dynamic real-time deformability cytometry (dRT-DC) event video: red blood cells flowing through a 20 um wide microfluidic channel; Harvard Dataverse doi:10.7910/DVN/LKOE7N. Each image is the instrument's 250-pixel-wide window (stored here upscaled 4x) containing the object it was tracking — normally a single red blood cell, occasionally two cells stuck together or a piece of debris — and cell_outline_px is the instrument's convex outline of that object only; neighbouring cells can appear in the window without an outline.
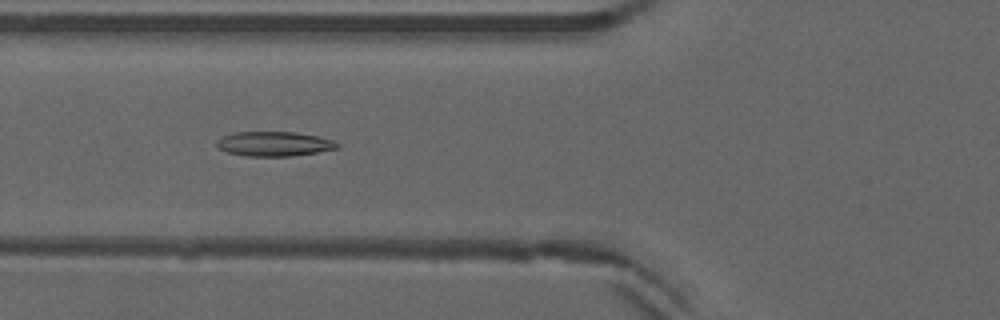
{"species": "common noctule bat (a hibernating species)", "species_latin": "Nyctalus noctula", "temperature_condition": "warm", "stored_images_in_passage": 52, "camera_frame_rate_fps": 3000, "um_per_image_px": 0.085, "animal": {"sex": "male", "forearm_length_mm": 52.5}, "frame": {"image": 1, "passage_image": 20, "time_ms": 6.333, "image_size_px": [1000, 320], "cell_outline_px": [[340, 148], [292, 156], [248, 156], [228, 152], [216, 148], [216, 140], [220, 136], [232, 132], [296, 132], [320, 136], [332, 140], [340, 144]], "centroid_in_image_um": [23.28, 12.22], "position_along_channel_um": 102.5, "area_um2": 17.51}}
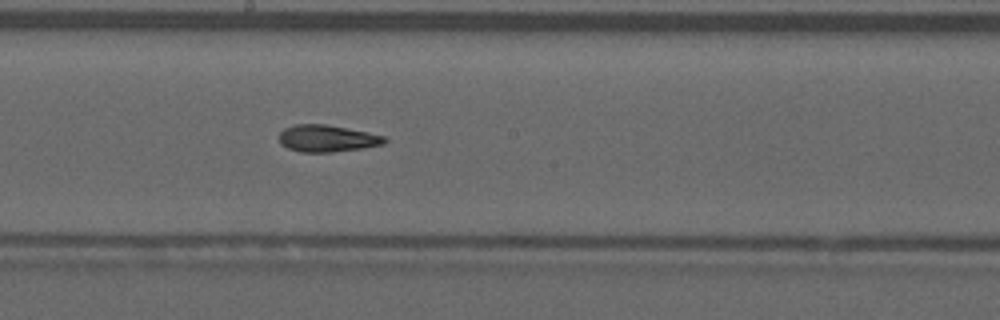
{"frame": {"image": 2, "passage_image": 29, "time_ms": 9.333, "image_size_px": [1000, 320], "cell_outline_px": [[388, 140], [384, 144], [360, 148], [332, 152], [300, 152], [288, 148], [280, 144], [276, 136], [284, 128], [296, 124], [324, 124], [368, 132], [384, 136]], "centroid_in_image_um": [27.75, 11.76], "position_along_channel_um": 220.5, "area_um2": 16.59}}
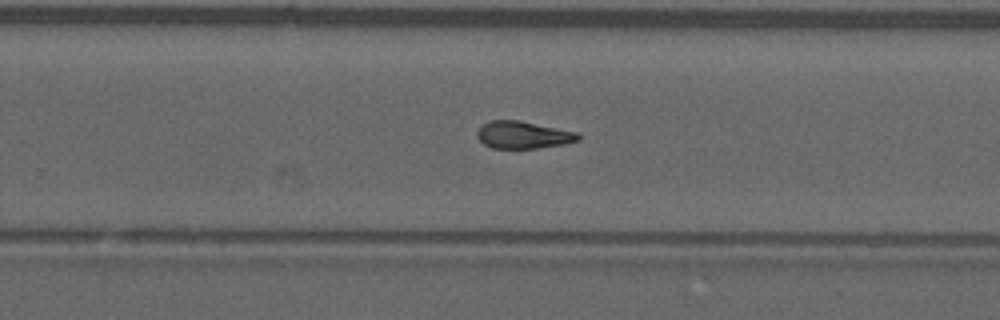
{"frame": {"image": 3, "passage_image": 34, "time_ms": 11.0, "image_size_px": [1000, 320], "cell_outline_px": [[580, 140], [564, 144], [536, 148], [492, 148], [484, 144], [476, 136], [476, 132], [488, 120], [520, 120], [580, 132]], "centroid_in_image_um": [44.5, 11.46], "position_along_channel_um": 285.3, "area_um2": 16.24}, "authors_computed_cell_mechanics": {"area_um2": 16.8487, "velocity_mm_per_s": 3.9295, "shape_relaxation_time_tau1_ms": null, "shape_relaxation_time_tau2_ms": 5.0729, "deformation_change_tau1": null, "deformation_change_tau2": 0.1075}}